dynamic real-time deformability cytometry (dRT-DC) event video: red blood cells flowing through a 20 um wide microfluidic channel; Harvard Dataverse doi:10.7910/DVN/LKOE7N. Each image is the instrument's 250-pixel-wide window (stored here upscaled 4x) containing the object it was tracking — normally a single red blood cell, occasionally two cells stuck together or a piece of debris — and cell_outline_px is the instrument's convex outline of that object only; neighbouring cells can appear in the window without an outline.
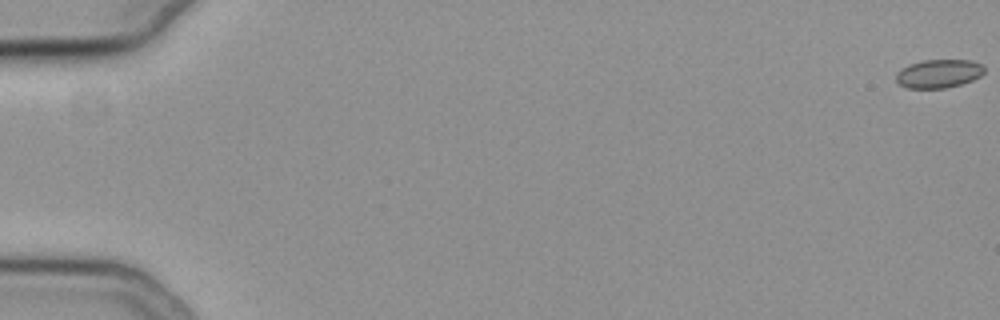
{"species": "common noctule bat (a hibernating species)", "species_latin": "Nyctalus noctula", "temperature_condition": "cold", "stored_images_in_passage": 57, "camera_frame_rate_fps": 3000, "um_per_image_px": 0.085, "animal": {"sex": "female", "body_mass_g": 19.3, "forearm_length_mm": 54.1}, "frame": {"image": 1, "passage_image": 1, "time_ms": 0.0, "image_size_px": [1000, 320], "cell_outline_px": [[984, 72], [980, 76], [972, 80], [960, 84], [944, 88], [908, 88], [900, 84], [896, 80], [896, 72], [900, 68], [908, 64], [924, 60], [972, 60], [984, 64]], "centroid_in_image_um": [79.79, 6.24], "position_along_channel_um": 5.2, "area_um2": 14.74}}
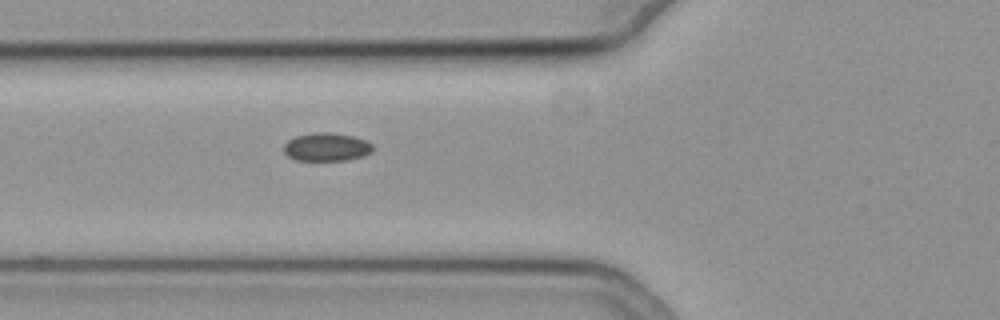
{"frame": {"image": 2, "passage_image": 23, "time_ms": 7.333, "image_size_px": [1000, 320], "cell_outline_px": [[372, 152], [364, 156], [348, 160], [296, 160], [288, 156], [284, 152], [284, 144], [288, 140], [296, 136], [312, 132], [328, 132], [352, 136], [364, 140], [372, 144]], "centroid_in_image_um": [27.74, 12.49], "position_along_channel_um": 98.1, "area_um2": 14.62}}
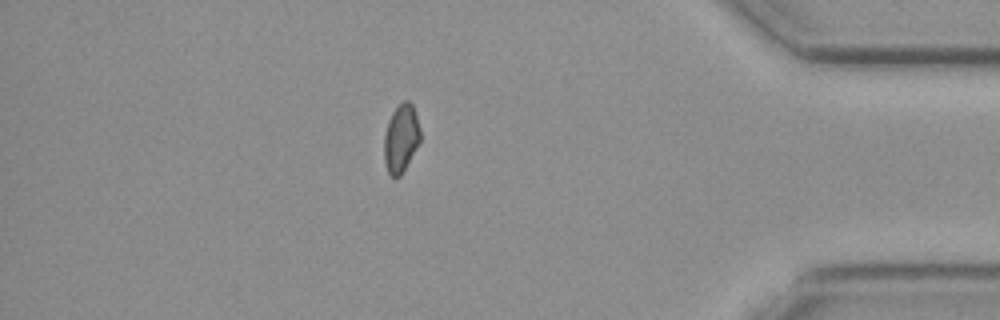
{"frame": {"image": 3, "passage_image": 50, "time_ms": 16.333, "image_size_px": [1000, 320], "cell_outline_px": [[420, 140], [400, 176], [392, 176], [388, 172], [384, 160], [384, 136], [388, 120], [392, 112], [404, 100], [408, 100], [412, 104], [420, 128]], "centroid_in_image_um": [34.07, 11.73], "position_along_channel_um": 401.1, "area_um2": 14.05}}